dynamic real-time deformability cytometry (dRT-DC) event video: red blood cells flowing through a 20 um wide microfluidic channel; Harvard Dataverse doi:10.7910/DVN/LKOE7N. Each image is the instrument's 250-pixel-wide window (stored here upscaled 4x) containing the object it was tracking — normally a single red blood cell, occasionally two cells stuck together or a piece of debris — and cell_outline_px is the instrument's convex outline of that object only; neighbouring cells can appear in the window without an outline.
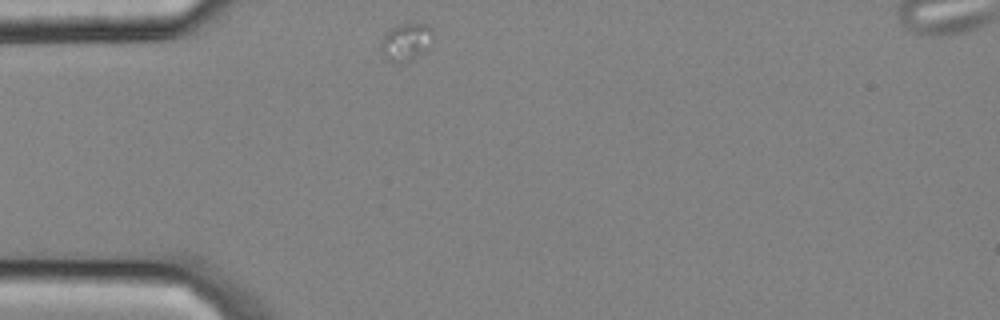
{"species": "common noctule bat (a hibernating species)", "species_latin": "Nyctalus noctula", "temperature_condition": "cold", "stored_images_in_passage": 2, "camera_frame_rate_fps": 3000, "um_per_image_px": 0.085, "animal": {"sex": "male", "body_mass_g": 20.4}, "frame": {"image": 1, "passage_image": 1, "time_ms": 0.0, "image_size_px": [1000, 320], "cell_outline_px": [[432, 40], [428, 52], [412, 60], [400, 64], [388, 60], [384, 56], [380, 48], [380, 40], [392, 28], [400, 24], [428, 24], [432, 28]], "centroid_in_image_um": [34.55, 3.61], "position_along_channel_um": 50.5, "area_um2": 11.68}}